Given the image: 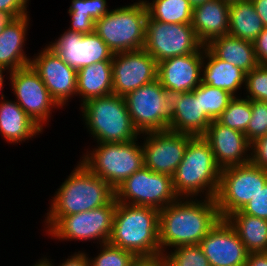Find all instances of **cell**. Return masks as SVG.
<instances>
[{
	"instance_id": "1",
	"label": "cell",
	"mask_w": 267,
	"mask_h": 266,
	"mask_svg": "<svg viewBox=\"0 0 267 266\" xmlns=\"http://www.w3.org/2000/svg\"><path fill=\"white\" fill-rule=\"evenodd\" d=\"M220 219L214 198L177 199L159 210L161 254L170 247L199 244Z\"/></svg>"
},
{
	"instance_id": "2",
	"label": "cell",
	"mask_w": 267,
	"mask_h": 266,
	"mask_svg": "<svg viewBox=\"0 0 267 266\" xmlns=\"http://www.w3.org/2000/svg\"><path fill=\"white\" fill-rule=\"evenodd\" d=\"M108 243L130 251L135 256L161 254L159 210L117 202Z\"/></svg>"
},
{
	"instance_id": "3",
	"label": "cell",
	"mask_w": 267,
	"mask_h": 266,
	"mask_svg": "<svg viewBox=\"0 0 267 266\" xmlns=\"http://www.w3.org/2000/svg\"><path fill=\"white\" fill-rule=\"evenodd\" d=\"M220 175L221 168L215 161L209 142L203 136H193L172 176L175 193L179 198L204 196L215 199Z\"/></svg>"
},
{
	"instance_id": "4",
	"label": "cell",
	"mask_w": 267,
	"mask_h": 266,
	"mask_svg": "<svg viewBox=\"0 0 267 266\" xmlns=\"http://www.w3.org/2000/svg\"><path fill=\"white\" fill-rule=\"evenodd\" d=\"M115 190L80 161L60 185L46 216H68L110 204Z\"/></svg>"
},
{
	"instance_id": "5",
	"label": "cell",
	"mask_w": 267,
	"mask_h": 266,
	"mask_svg": "<svg viewBox=\"0 0 267 266\" xmlns=\"http://www.w3.org/2000/svg\"><path fill=\"white\" fill-rule=\"evenodd\" d=\"M81 112L97 143H126L140 138L123 96L112 93L90 99L81 105Z\"/></svg>"
},
{
	"instance_id": "6",
	"label": "cell",
	"mask_w": 267,
	"mask_h": 266,
	"mask_svg": "<svg viewBox=\"0 0 267 266\" xmlns=\"http://www.w3.org/2000/svg\"><path fill=\"white\" fill-rule=\"evenodd\" d=\"M148 12L143 0L110 9L95 21V33L115 53L144 47Z\"/></svg>"
},
{
	"instance_id": "7",
	"label": "cell",
	"mask_w": 267,
	"mask_h": 266,
	"mask_svg": "<svg viewBox=\"0 0 267 266\" xmlns=\"http://www.w3.org/2000/svg\"><path fill=\"white\" fill-rule=\"evenodd\" d=\"M136 141L97 143L96 148L87 151L80 162L115 190L144 167L142 144Z\"/></svg>"
},
{
	"instance_id": "8",
	"label": "cell",
	"mask_w": 267,
	"mask_h": 266,
	"mask_svg": "<svg viewBox=\"0 0 267 266\" xmlns=\"http://www.w3.org/2000/svg\"><path fill=\"white\" fill-rule=\"evenodd\" d=\"M117 200L89 211L68 216H46V232L60 241H91L108 243L112 233ZM48 228V229H47Z\"/></svg>"
},
{
	"instance_id": "9",
	"label": "cell",
	"mask_w": 267,
	"mask_h": 266,
	"mask_svg": "<svg viewBox=\"0 0 267 266\" xmlns=\"http://www.w3.org/2000/svg\"><path fill=\"white\" fill-rule=\"evenodd\" d=\"M267 183V170L251 163L221 169L220 183L215 197L219 215L240 211Z\"/></svg>"
},
{
	"instance_id": "10",
	"label": "cell",
	"mask_w": 267,
	"mask_h": 266,
	"mask_svg": "<svg viewBox=\"0 0 267 266\" xmlns=\"http://www.w3.org/2000/svg\"><path fill=\"white\" fill-rule=\"evenodd\" d=\"M128 112L140 134L168 130L171 95L158 79L124 96Z\"/></svg>"
},
{
	"instance_id": "11",
	"label": "cell",
	"mask_w": 267,
	"mask_h": 266,
	"mask_svg": "<svg viewBox=\"0 0 267 266\" xmlns=\"http://www.w3.org/2000/svg\"><path fill=\"white\" fill-rule=\"evenodd\" d=\"M115 199L118 203L161 210L179 197L175 193L172 176L143 167L115 189Z\"/></svg>"
},
{
	"instance_id": "12",
	"label": "cell",
	"mask_w": 267,
	"mask_h": 266,
	"mask_svg": "<svg viewBox=\"0 0 267 266\" xmlns=\"http://www.w3.org/2000/svg\"><path fill=\"white\" fill-rule=\"evenodd\" d=\"M202 46L191 23H164L147 17L143 48L157 63L175 56L195 53Z\"/></svg>"
},
{
	"instance_id": "13",
	"label": "cell",
	"mask_w": 267,
	"mask_h": 266,
	"mask_svg": "<svg viewBox=\"0 0 267 266\" xmlns=\"http://www.w3.org/2000/svg\"><path fill=\"white\" fill-rule=\"evenodd\" d=\"M9 81L17 104L43 130L52 109L59 108L39 75L29 65L9 74ZM46 122V123H45Z\"/></svg>"
},
{
	"instance_id": "14",
	"label": "cell",
	"mask_w": 267,
	"mask_h": 266,
	"mask_svg": "<svg viewBox=\"0 0 267 266\" xmlns=\"http://www.w3.org/2000/svg\"><path fill=\"white\" fill-rule=\"evenodd\" d=\"M144 167L173 176L193 135L171 130L142 133Z\"/></svg>"
},
{
	"instance_id": "15",
	"label": "cell",
	"mask_w": 267,
	"mask_h": 266,
	"mask_svg": "<svg viewBox=\"0 0 267 266\" xmlns=\"http://www.w3.org/2000/svg\"><path fill=\"white\" fill-rule=\"evenodd\" d=\"M34 54L30 66L39 75L50 96L63 108L77 95V70L68 65L50 46Z\"/></svg>"
},
{
	"instance_id": "16",
	"label": "cell",
	"mask_w": 267,
	"mask_h": 266,
	"mask_svg": "<svg viewBox=\"0 0 267 266\" xmlns=\"http://www.w3.org/2000/svg\"><path fill=\"white\" fill-rule=\"evenodd\" d=\"M113 93L126 96L157 79L158 63L144 49L115 53L112 58Z\"/></svg>"
},
{
	"instance_id": "17",
	"label": "cell",
	"mask_w": 267,
	"mask_h": 266,
	"mask_svg": "<svg viewBox=\"0 0 267 266\" xmlns=\"http://www.w3.org/2000/svg\"><path fill=\"white\" fill-rule=\"evenodd\" d=\"M51 43V44H50ZM50 46L76 70L101 61H112L114 53L95 33L81 34L66 30Z\"/></svg>"
},
{
	"instance_id": "18",
	"label": "cell",
	"mask_w": 267,
	"mask_h": 266,
	"mask_svg": "<svg viewBox=\"0 0 267 266\" xmlns=\"http://www.w3.org/2000/svg\"><path fill=\"white\" fill-rule=\"evenodd\" d=\"M199 245L210 266H245L249 254L226 219H220Z\"/></svg>"
},
{
	"instance_id": "19",
	"label": "cell",
	"mask_w": 267,
	"mask_h": 266,
	"mask_svg": "<svg viewBox=\"0 0 267 266\" xmlns=\"http://www.w3.org/2000/svg\"><path fill=\"white\" fill-rule=\"evenodd\" d=\"M203 58L204 45L195 53L163 60L157 79L170 95L193 91L201 83Z\"/></svg>"
},
{
	"instance_id": "20",
	"label": "cell",
	"mask_w": 267,
	"mask_h": 266,
	"mask_svg": "<svg viewBox=\"0 0 267 266\" xmlns=\"http://www.w3.org/2000/svg\"><path fill=\"white\" fill-rule=\"evenodd\" d=\"M203 137L209 142L221 169L250 163L251 143L244 133L213 120Z\"/></svg>"
},
{
	"instance_id": "21",
	"label": "cell",
	"mask_w": 267,
	"mask_h": 266,
	"mask_svg": "<svg viewBox=\"0 0 267 266\" xmlns=\"http://www.w3.org/2000/svg\"><path fill=\"white\" fill-rule=\"evenodd\" d=\"M212 120L202 111L200 98L193 91L171 95L168 130L193 136H203Z\"/></svg>"
},
{
	"instance_id": "22",
	"label": "cell",
	"mask_w": 267,
	"mask_h": 266,
	"mask_svg": "<svg viewBox=\"0 0 267 266\" xmlns=\"http://www.w3.org/2000/svg\"><path fill=\"white\" fill-rule=\"evenodd\" d=\"M191 25L204 46L217 37L228 35L229 4L210 0L193 8Z\"/></svg>"
},
{
	"instance_id": "23",
	"label": "cell",
	"mask_w": 267,
	"mask_h": 266,
	"mask_svg": "<svg viewBox=\"0 0 267 266\" xmlns=\"http://www.w3.org/2000/svg\"><path fill=\"white\" fill-rule=\"evenodd\" d=\"M29 22V14L17 17L0 34V67L9 72L30 65L31 57L23 51Z\"/></svg>"
},
{
	"instance_id": "24",
	"label": "cell",
	"mask_w": 267,
	"mask_h": 266,
	"mask_svg": "<svg viewBox=\"0 0 267 266\" xmlns=\"http://www.w3.org/2000/svg\"><path fill=\"white\" fill-rule=\"evenodd\" d=\"M0 100V135L10 144L32 139L43 130L12 100L2 93Z\"/></svg>"
},
{
	"instance_id": "25",
	"label": "cell",
	"mask_w": 267,
	"mask_h": 266,
	"mask_svg": "<svg viewBox=\"0 0 267 266\" xmlns=\"http://www.w3.org/2000/svg\"><path fill=\"white\" fill-rule=\"evenodd\" d=\"M246 73L240 68L217 58L204 46L201 82L228 91L238 97L241 87L245 86ZM244 84V85H243Z\"/></svg>"
},
{
	"instance_id": "26",
	"label": "cell",
	"mask_w": 267,
	"mask_h": 266,
	"mask_svg": "<svg viewBox=\"0 0 267 266\" xmlns=\"http://www.w3.org/2000/svg\"><path fill=\"white\" fill-rule=\"evenodd\" d=\"M113 93L112 61H101L77 70V96L86 101Z\"/></svg>"
},
{
	"instance_id": "27",
	"label": "cell",
	"mask_w": 267,
	"mask_h": 266,
	"mask_svg": "<svg viewBox=\"0 0 267 266\" xmlns=\"http://www.w3.org/2000/svg\"><path fill=\"white\" fill-rule=\"evenodd\" d=\"M217 58L249 73L259 64L253 42L224 35L211 40L205 45Z\"/></svg>"
},
{
	"instance_id": "28",
	"label": "cell",
	"mask_w": 267,
	"mask_h": 266,
	"mask_svg": "<svg viewBox=\"0 0 267 266\" xmlns=\"http://www.w3.org/2000/svg\"><path fill=\"white\" fill-rule=\"evenodd\" d=\"M250 252H267V220L234 212L225 218Z\"/></svg>"
},
{
	"instance_id": "29",
	"label": "cell",
	"mask_w": 267,
	"mask_h": 266,
	"mask_svg": "<svg viewBox=\"0 0 267 266\" xmlns=\"http://www.w3.org/2000/svg\"><path fill=\"white\" fill-rule=\"evenodd\" d=\"M264 28L251 0L229 5L228 35L253 42Z\"/></svg>"
},
{
	"instance_id": "30",
	"label": "cell",
	"mask_w": 267,
	"mask_h": 266,
	"mask_svg": "<svg viewBox=\"0 0 267 266\" xmlns=\"http://www.w3.org/2000/svg\"><path fill=\"white\" fill-rule=\"evenodd\" d=\"M106 0H72L68 13L71 16V26L68 31L81 34L95 32V21L110 10Z\"/></svg>"
},
{
	"instance_id": "31",
	"label": "cell",
	"mask_w": 267,
	"mask_h": 266,
	"mask_svg": "<svg viewBox=\"0 0 267 266\" xmlns=\"http://www.w3.org/2000/svg\"><path fill=\"white\" fill-rule=\"evenodd\" d=\"M148 16L164 23H192L193 7L188 0H143Z\"/></svg>"
},
{
	"instance_id": "32",
	"label": "cell",
	"mask_w": 267,
	"mask_h": 266,
	"mask_svg": "<svg viewBox=\"0 0 267 266\" xmlns=\"http://www.w3.org/2000/svg\"><path fill=\"white\" fill-rule=\"evenodd\" d=\"M193 93L196 98H200L202 111L212 121L220 117L222 112L228 107L229 102L234 98L228 91L209 86L202 82L193 90Z\"/></svg>"
},
{
	"instance_id": "33",
	"label": "cell",
	"mask_w": 267,
	"mask_h": 266,
	"mask_svg": "<svg viewBox=\"0 0 267 266\" xmlns=\"http://www.w3.org/2000/svg\"><path fill=\"white\" fill-rule=\"evenodd\" d=\"M251 100L234 97L217 121L223 126L245 133L251 120Z\"/></svg>"
},
{
	"instance_id": "34",
	"label": "cell",
	"mask_w": 267,
	"mask_h": 266,
	"mask_svg": "<svg viewBox=\"0 0 267 266\" xmlns=\"http://www.w3.org/2000/svg\"><path fill=\"white\" fill-rule=\"evenodd\" d=\"M163 257L166 266H210L199 244L178 246Z\"/></svg>"
},
{
	"instance_id": "35",
	"label": "cell",
	"mask_w": 267,
	"mask_h": 266,
	"mask_svg": "<svg viewBox=\"0 0 267 266\" xmlns=\"http://www.w3.org/2000/svg\"><path fill=\"white\" fill-rule=\"evenodd\" d=\"M136 256L109 243L100 244V252L89 258L90 266H129Z\"/></svg>"
},
{
	"instance_id": "36",
	"label": "cell",
	"mask_w": 267,
	"mask_h": 266,
	"mask_svg": "<svg viewBox=\"0 0 267 266\" xmlns=\"http://www.w3.org/2000/svg\"><path fill=\"white\" fill-rule=\"evenodd\" d=\"M244 89V98L267 102V65H258L246 73Z\"/></svg>"
},
{
	"instance_id": "37",
	"label": "cell",
	"mask_w": 267,
	"mask_h": 266,
	"mask_svg": "<svg viewBox=\"0 0 267 266\" xmlns=\"http://www.w3.org/2000/svg\"><path fill=\"white\" fill-rule=\"evenodd\" d=\"M251 110V120L244 133L250 143L267 134V102L251 100Z\"/></svg>"
},
{
	"instance_id": "38",
	"label": "cell",
	"mask_w": 267,
	"mask_h": 266,
	"mask_svg": "<svg viewBox=\"0 0 267 266\" xmlns=\"http://www.w3.org/2000/svg\"><path fill=\"white\" fill-rule=\"evenodd\" d=\"M240 211L267 220V183Z\"/></svg>"
},
{
	"instance_id": "39",
	"label": "cell",
	"mask_w": 267,
	"mask_h": 266,
	"mask_svg": "<svg viewBox=\"0 0 267 266\" xmlns=\"http://www.w3.org/2000/svg\"><path fill=\"white\" fill-rule=\"evenodd\" d=\"M250 163L267 170V134L251 143Z\"/></svg>"
},
{
	"instance_id": "40",
	"label": "cell",
	"mask_w": 267,
	"mask_h": 266,
	"mask_svg": "<svg viewBox=\"0 0 267 266\" xmlns=\"http://www.w3.org/2000/svg\"><path fill=\"white\" fill-rule=\"evenodd\" d=\"M255 55L259 65H267V27L253 41Z\"/></svg>"
},
{
	"instance_id": "41",
	"label": "cell",
	"mask_w": 267,
	"mask_h": 266,
	"mask_svg": "<svg viewBox=\"0 0 267 266\" xmlns=\"http://www.w3.org/2000/svg\"><path fill=\"white\" fill-rule=\"evenodd\" d=\"M0 11H6L14 18L28 15L29 13L17 0H0Z\"/></svg>"
},
{
	"instance_id": "42",
	"label": "cell",
	"mask_w": 267,
	"mask_h": 266,
	"mask_svg": "<svg viewBox=\"0 0 267 266\" xmlns=\"http://www.w3.org/2000/svg\"><path fill=\"white\" fill-rule=\"evenodd\" d=\"M129 266H166L162 254L153 256H136Z\"/></svg>"
},
{
	"instance_id": "43",
	"label": "cell",
	"mask_w": 267,
	"mask_h": 266,
	"mask_svg": "<svg viewBox=\"0 0 267 266\" xmlns=\"http://www.w3.org/2000/svg\"><path fill=\"white\" fill-rule=\"evenodd\" d=\"M52 266H54L53 263ZM58 266H90L89 256L86 252L78 251V253L75 252L70 257L68 256L67 260L65 259Z\"/></svg>"
},
{
	"instance_id": "44",
	"label": "cell",
	"mask_w": 267,
	"mask_h": 266,
	"mask_svg": "<svg viewBox=\"0 0 267 266\" xmlns=\"http://www.w3.org/2000/svg\"><path fill=\"white\" fill-rule=\"evenodd\" d=\"M245 266H267V252H250Z\"/></svg>"
},
{
	"instance_id": "45",
	"label": "cell",
	"mask_w": 267,
	"mask_h": 266,
	"mask_svg": "<svg viewBox=\"0 0 267 266\" xmlns=\"http://www.w3.org/2000/svg\"><path fill=\"white\" fill-rule=\"evenodd\" d=\"M254 4L257 14L263 22L264 27H267V0H251Z\"/></svg>"
},
{
	"instance_id": "46",
	"label": "cell",
	"mask_w": 267,
	"mask_h": 266,
	"mask_svg": "<svg viewBox=\"0 0 267 266\" xmlns=\"http://www.w3.org/2000/svg\"><path fill=\"white\" fill-rule=\"evenodd\" d=\"M14 19L15 18L10 13L6 11H0V34Z\"/></svg>"
},
{
	"instance_id": "47",
	"label": "cell",
	"mask_w": 267,
	"mask_h": 266,
	"mask_svg": "<svg viewBox=\"0 0 267 266\" xmlns=\"http://www.w3.org/2000/svg\"><path fill=\"white\" fill-rule=\"evenodd\" d=\"M49 260V258L47 259V257H43L37 261L36 264L34 263L33 266H52V261Z\"/></svg>"
},
{
	"instance_id": "48",
	"label": "cell",
	"mask_w": 267,
	"mask_h": 266,
	"mask_svg": "<svg viewBox=\"0 0 267 266\" xmlns=\"http://www.w3.org/2000/svg\"><path fill=\"white\" fill-rule=\"evenodd\" d=\"M7 72V73H10L9 71H7L5 68L3 67H0V93H2L1 90H3V85H4V73Z\"/></svg>"
},
{
	"instance_id": "49",
	"label": "cell",
	"mask_w": 267,
	"mask_h": 266,
	"mask_svg": "<svg viewBox=\"0 0 267 266\" xmlns=\"http://www.w3.org/2000/svg\"><path fill=\"white\" fill-rule=\"evenodd\" d=\"M210 1V0H188V2L191 4L193 8L202 5L203 3Z\"/></svg>"
},
{
	"instance_id": "50",
	"label": "cell",
	"mask_w": 267,
	"mask_h": 266,
	"mask_svg": "<svg viewBox=\"0 0 267 266\" xmlns=\"http://www.w3.org/2000/svg\"><path fill=\"white\" fill-rule=\"evenodd\" d=\"M26 10H27V7H28V2L29 0H17Z\"/></svg>"
},
{
	"instance_id": "51",
	"label": "cell",
	"mask_w": 267,
	"mask_h": 266,
	"mask_svg": "<svg viewBox=\"0 0 267 266\" xmlns=\"http://www.w3.org/2000/svg\"><path fill=\"white\" fill-rule=\"evenodd\" d=\"M223 1L230 5V4H233V3H238V2L246 1V0H223Z\"/></svg>"
}]
</instances>
